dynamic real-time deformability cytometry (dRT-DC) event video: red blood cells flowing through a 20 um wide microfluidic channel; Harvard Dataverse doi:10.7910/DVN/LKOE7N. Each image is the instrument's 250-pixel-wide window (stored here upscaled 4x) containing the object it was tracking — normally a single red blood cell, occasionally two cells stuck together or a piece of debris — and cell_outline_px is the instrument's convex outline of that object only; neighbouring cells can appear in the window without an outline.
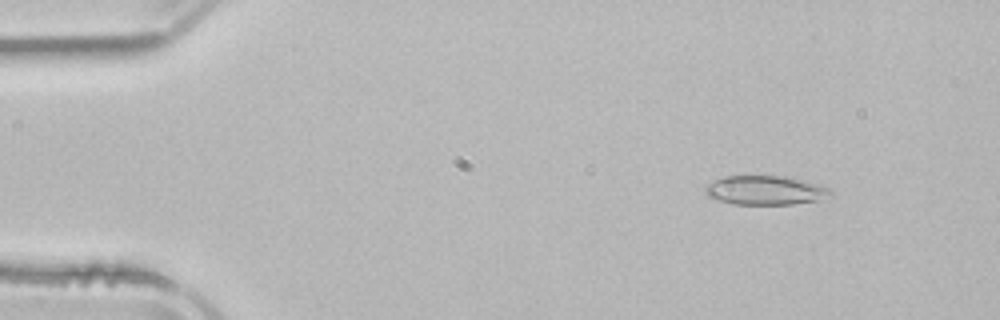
{"species": "common noctule bat (a hibernating species)", "species_latin": "Nyctalus noctula", "temperature_condition": "room temperature", "stored_images_in_passage": 3, "camera_frame_rate_fps": 3000, "um_per_image_px": 0.085, "animal": {"sex": "male", "body_mass_g": 21.5, "forearm_length_mm": 52.0}, "frame": {"image": 1, "passage_image": 2, "time_ms": 1.667, "image_size_px": [1000, 320], "cell_outline_px": [[832, 192], [820, 200], [792, 204], [736, 204], [720, 200], [708, 196], [704, 188], [708, 184], [724, 176], [788, 176], [820, 184], [828, 188]], "centroid_in_image_um": [65.07, 16.16], "position_along_channel_um": 19.9, "area_um2": 21.04}}